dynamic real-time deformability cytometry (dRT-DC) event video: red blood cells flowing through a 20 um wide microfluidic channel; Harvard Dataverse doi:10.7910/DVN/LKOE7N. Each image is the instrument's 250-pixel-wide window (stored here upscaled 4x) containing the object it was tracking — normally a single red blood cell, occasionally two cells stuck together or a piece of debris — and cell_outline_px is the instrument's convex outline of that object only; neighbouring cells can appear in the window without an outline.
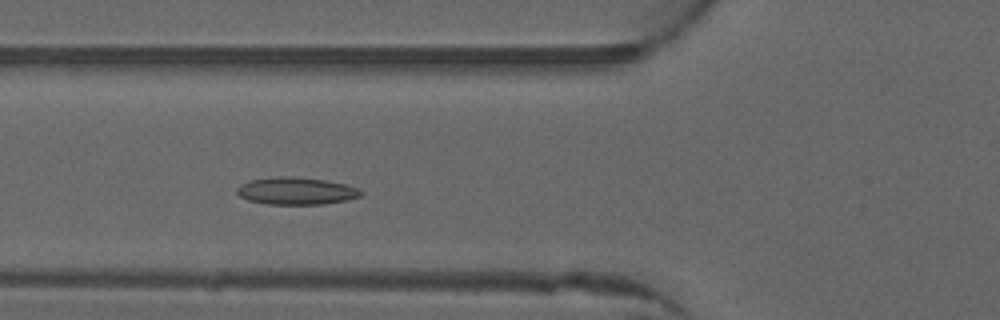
{"species": "common noctule bat (a hibernating species)", "species_latin": "Nyctalus noctula", "temperature_condition": "warm", "stored_images_in_passage": 47, "camera_frame_rate_fps": 3000, "um_per_image_px": 0.085, "animal": {"sex": "male", "forearm_length_mm": 52.5}, "frame": {"image": 1, "passage_image": 14, "time_ms": 4.333, "image_size_px": [1000, 320], "cell_outline_px": [[364, 192], [360, 196], [348, 200], [320, 204], [268, 204], [248, 200], [240, 196], [236, 192], [236, 188], [240, 184], [252, 180], [276, 176], [284, 176], [324, 180], [344, 184], [360, 188]], "centroid_in_image_um": [25.18, 16.23], "position_along_channel_um": 100.6, "area_um2": 19.59}}
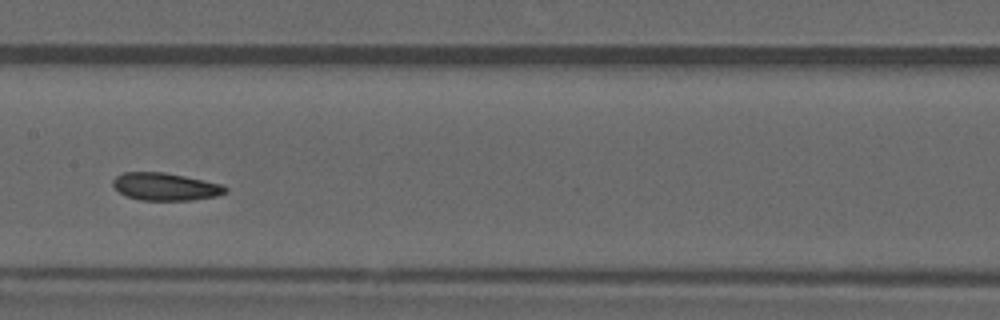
{"frame": {"image": 2, "passage_image": 21, "time_ms": 6.667, "image_size_px": [1000, 320], "cell_outline_px": [[228, 192], [216, 196], [192, 200], [140, 200], [128, 196], [120, 192], [112, 184], [112, 180], [116, 176], [124, 172], [164, 172], [224, 184], [228, 188]], "centroid_in_image_um": [14.09, 15.86], "position_along_channel_um": 193.3, "area_um2": 18.09}}
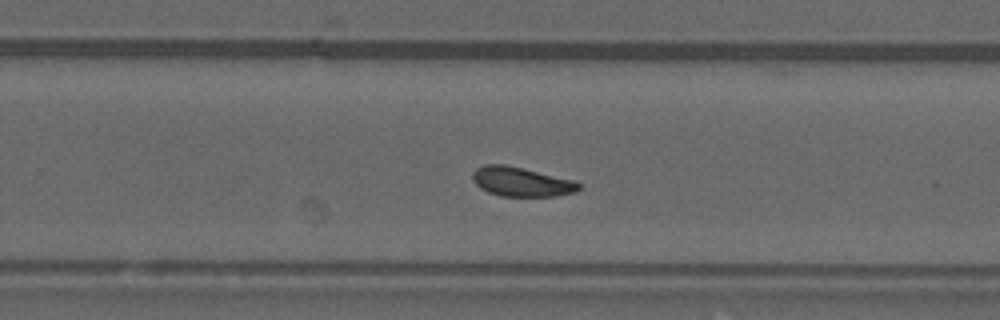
{"frame": {"image": 3, "passage_image": 28, "time_ms": 9.0, "image_size_px": [1000, 320], "cell_outline_px": [[580, 188], [576, 192], [556, 196], [500, 196], [488, 192], [480, 188], [472, 180], [472, 172], [476, 168], [484, 164], [504, 164], [576, 180], [580, 184]], "centroid_in_image_um": [44.31, 15.45], "position_along_channel_um": 285.5, "area_um2": 18.32}, "authors_computed_cell_mechanics": {"area_um2": 18.3226, "velocity_mm_per_s": 3.9691, "shape_relaxation_time_tau1_ms": null, "shape_relaxation_time_tau2_ms": 2.5274, "deformation_change_tau1": null, "deformation_change_tau2": 0.0887}}